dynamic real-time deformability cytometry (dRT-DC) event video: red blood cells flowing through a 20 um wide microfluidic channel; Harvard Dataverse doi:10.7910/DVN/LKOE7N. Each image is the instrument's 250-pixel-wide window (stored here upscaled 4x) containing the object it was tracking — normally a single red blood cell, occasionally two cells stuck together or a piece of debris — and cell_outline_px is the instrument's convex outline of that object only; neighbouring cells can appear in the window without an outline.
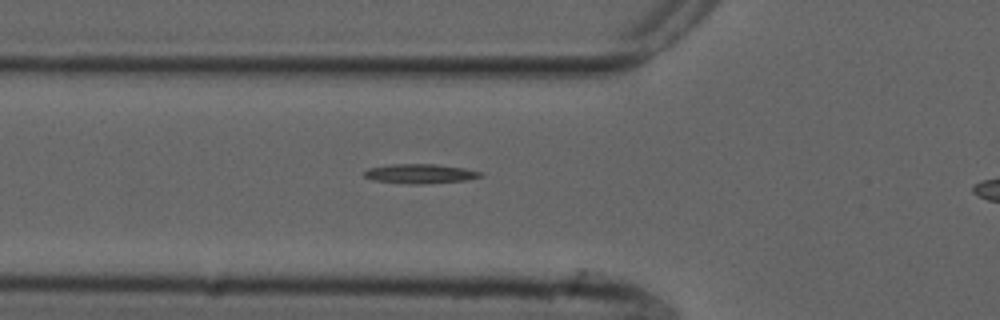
{"species": "common noctule bat (a hibernating species)", "species_latin": "Nyctalus noctula", "temperature_condition": "cold", "stored_images_in_passage": 38, "camera_frame_rate_fps": 3000, "um_per_image_px": 0.085, "animal": {"sex": "male", "forearm_length_mm": 52.5}, "frame": {"image": 1, "passage_image": 10, "time_ms": 3.0, "image_size_px": [1000, 320], "cell_outline_px": [[484, 176], [464, 180], [424, 184], [408, 184], [372, 180], [364, 176], [364, 172], [368, 168], [392, 164], [436, 164], [464, 168], [480, 172]], "centroid_in_image_um": [35.68, 14.76], "position_along_channel_um": 90.1, "area_um2": 13.12}}
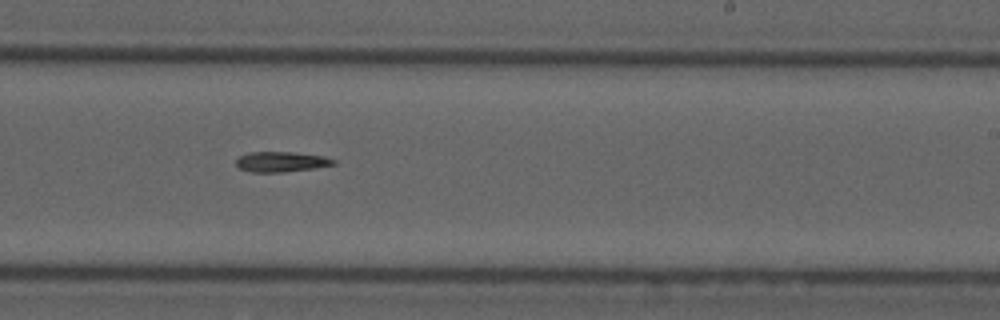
{"frame": {"image": 2, "passage_image": 24, "time_ms": 7.667, "image_size_px": [1000, 320], "cell_outline_px": [[336, 164], [316, 168], [284, 172], [248, 172], [236, 168], [236, 160], [240, 156], [252, 152], [292, 152], [324, 156], [336, 160]], "centroid_in_image_um": [23.89, 13.76], "position_along_channel_um": 265.1, "area_um2": 11.62}}
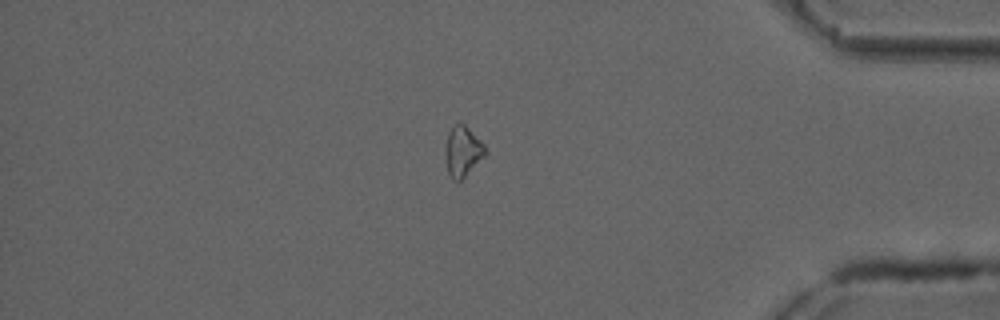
{"frame": {"image": 3, "passage_image": 37, "time_ms": 12.0, "image_size_px": [1000, 320], "cell_outline_px": [[488, 152], [460, 180], [452, 180], [448, 172], [448, 132], [460, 120], [484, 144]], "centroid_in_image_um": [39.39, 12.83], "position_along_channel_um": 395.8, "area_um2": 10.98}}